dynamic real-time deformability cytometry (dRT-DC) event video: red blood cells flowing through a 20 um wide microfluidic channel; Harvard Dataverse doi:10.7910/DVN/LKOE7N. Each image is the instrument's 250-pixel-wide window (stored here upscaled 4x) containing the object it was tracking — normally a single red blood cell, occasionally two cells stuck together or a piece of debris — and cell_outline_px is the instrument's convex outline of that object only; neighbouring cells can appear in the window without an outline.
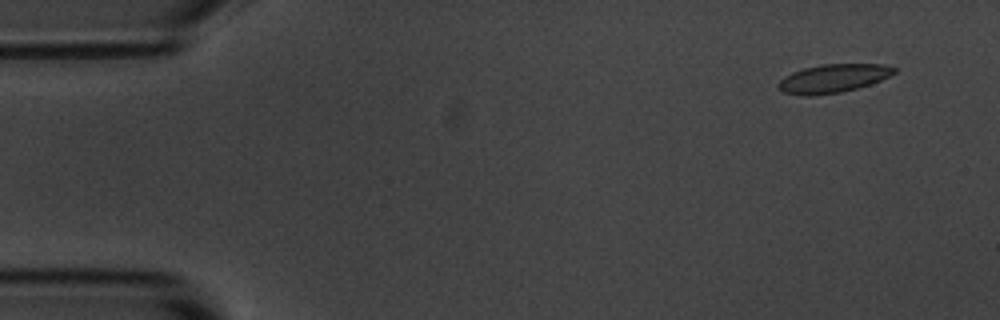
{"species": "common noctule bat (a hibernating species)", "species_latin": "Nyctalus noctula", "temperature_condition": "room temperature", "stored_images_in_passage": 5, "camera_frame_rate_fps": 3000, "um_per_image_px": 0.085, "animal": {"sex": "male", "body_mass_g": 20.1, "forearm_length_mm": 53.5}, "frame": {"image": 1, "passage_image": 1, "time_ms": 0.0, "image_size_px": [1000, 320], "cell_outline_px": [[896, 72], [880, 80], [856, 88], [840, 92], [812, 96], [808, 96], [784, 92], [776, 88], [776, 84], [784, 76], [792, 72], [804, 68], [824, 64], [884, 64], [896, 68]], "centroid_in_image_um": [70.77, 6.66], "position_along_channel_um": 14.2, "area_um2": 19.07}}
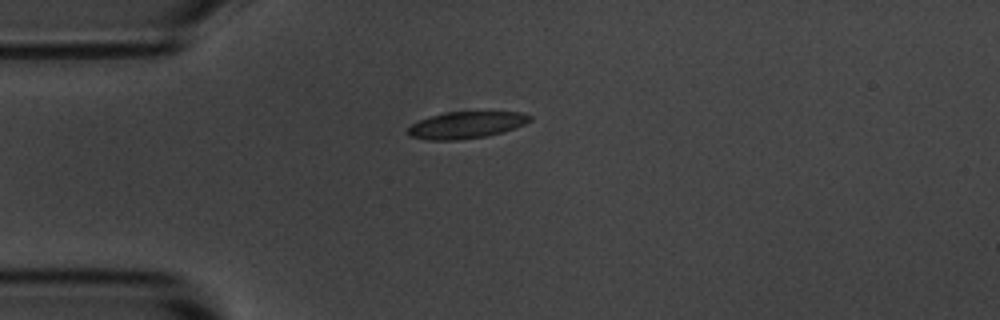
{"frame": {"image": 2, "passage_image": 4, "time_ms": 3.333, "image_size_px": [1000, 320], "cell_outline_px": [[532, 120], [516, 128], [504, 132], [488, 136], [460, 140], [424, 140], [412, 136], [404, 132], [412, 124], [428, 116], [444, 112], [524, 112], [532, 116]], "centroid_in_image_um": [39.63, 10.63], "position_along_channel_um": 45.4, "area_um2": 19.36}}
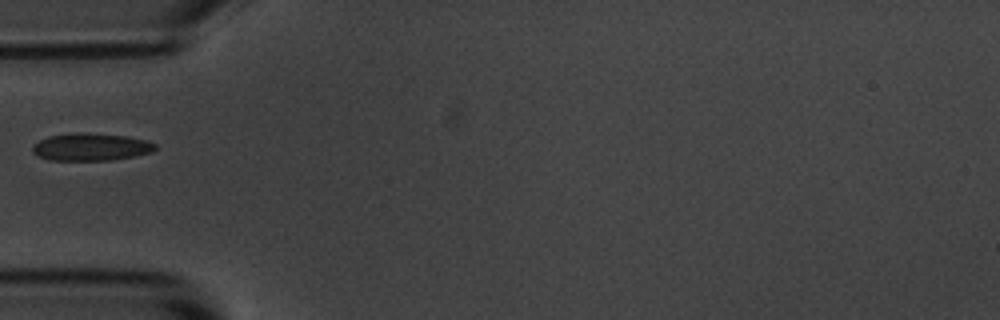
{"frame": {"image": 3, "passage_image": 5, "time_ms": 4.667, "image_size_px": [1000, 320], "cell_outline_px": [[156, 148], [152, 152], [112, 160], [48, 160], [32, 152], [32, 144], [48, 136], [76, 132], [128, 136], [144, 140], [156, 144]], "centroid_in_image_um": [7.69, 12.49], "position_along_channel_um": 77.3, "area_um2": 19.54}}